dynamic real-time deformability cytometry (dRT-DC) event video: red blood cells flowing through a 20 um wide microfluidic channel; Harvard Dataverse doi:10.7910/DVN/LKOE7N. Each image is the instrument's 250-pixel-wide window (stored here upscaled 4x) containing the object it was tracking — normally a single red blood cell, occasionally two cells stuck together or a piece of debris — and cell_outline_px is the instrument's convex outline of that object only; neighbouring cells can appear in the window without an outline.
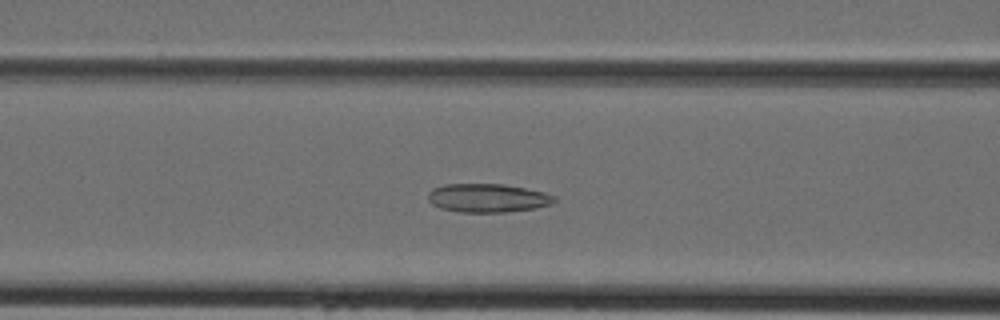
{"species": "Egyptian fruit bat (a non-hibernating species)", "species_latin": "Rousettus aegyptiacus", "temperature_condition": "cold", "stored_images_in_passage": 44, "camera_frame_rate_fps": 3000, "um_per_image_px": 0.085, "animal": {"sex": "female"}, "frame": {"image": 1, "passage_image": 18, "time_ms": 5.667, "image_size_px": [1000, 320], "cell_outline_px": [[556, 200], [552, 204], [536, 208], [508, 212], [460, 212], [440, 208], [432, 204], [428, 200], [428, 192], [432, 188], [444, 184], [504, 184], [544, 192], [556, 196]], "centroid_in_image_um": [41.45, 16.83], "position_along_channel_um": 125.2, "area_um2": 21.21}}
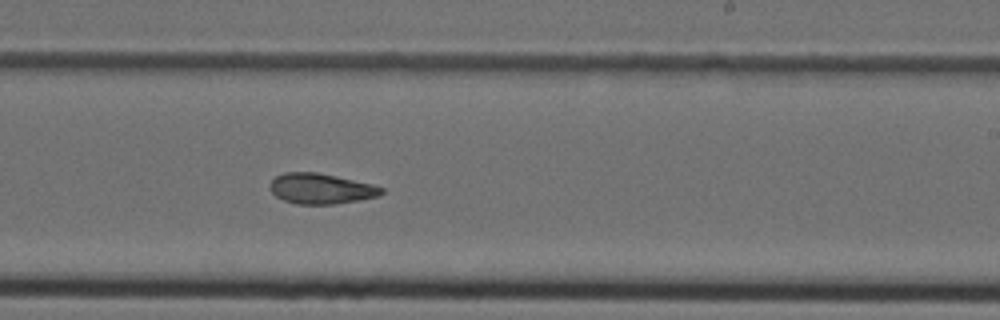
{"frame": {"image": 2, "passage_image": 27, "time_ms": 8.667, "image_size_px": [1000, 320], "cell_outline_px": [[384, 192], [380, 196], [332, 204], [296, 204], [284, 200], [276, 196], [268, 188], [268, 184], [276, 176], [284, 172], [316, 172], [336, 176], [372, 184], [384, 188]], "centroid_in_image_um": [27.25, 16.03], "position_along_channel_um": 261.7, "area_um2": 19.77}}
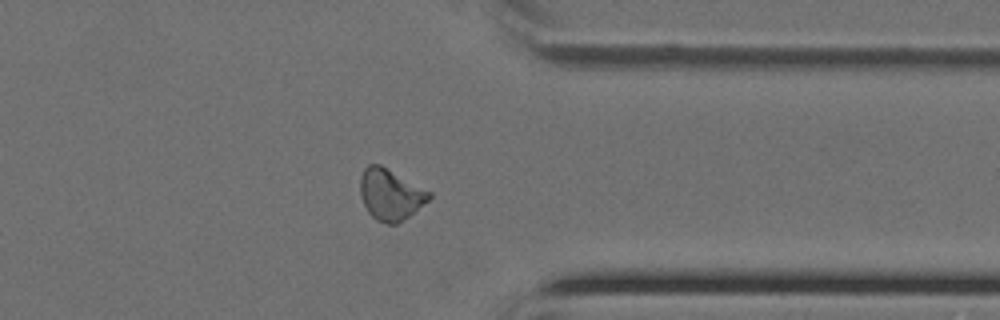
{"frame": {"image": 3, "passage_image": 35, "time_ms": 11.333, "image_size_px": [1000, 320], "cell_outline_px": [[432, 196], [428, 200], [408, 216], [396, 224], [388, 224], [376, 220], [368, 212], [364, 204], [360, 192], [360, 176], [364, 168], [368, 164], [380, 164], [432, 192]], "centroid_in_image_um": [33.17, 16.51], "position_along_channel_um": 378.2, "area_um2": 20.4}}